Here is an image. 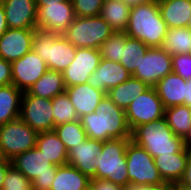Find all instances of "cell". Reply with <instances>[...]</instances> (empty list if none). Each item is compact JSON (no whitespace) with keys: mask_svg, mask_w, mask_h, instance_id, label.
I'll use <instances>...</instances> for the list:
<instances>
[{"mask_svg":"<svg viewBox=\"0 0 191 190\" xmlns=\"http://www.w3.org/2000/svg\"><path fill=\"white\" fill-rule=\"evenodd\" d=\"M80 121L86 136L90 139H131L125 110L118 107L107 95L101 100L95 112L82 116Z\"/></svg>","mask_w":191,"mask_h":190,"instance_id":"obj_1","label":"cell"},{"mask_svg":"<svg viewBox=\"0 0 191 190\" xmlns=\"http://www.w3.org/2000/svg\"><path fill=\"white\" fill-rule=\"evenodd\" d=\"M168 31L166 22L162 19L158 1L151 0L132 6L125 33L142 41L149 48L162 47Z\"/></svg>","mask_w":191,"mask_h":190,"instance_id":"obj_2","label":"cell"},{"mask_svg":"<svg viewBox=\"0 0 191 190\" xmlns=\"http://www.w3.org/2000/svg\"><path fill=\"white\" fill-rule=\"evenodd\" d=\"M131 141L144 148L153 158L179 153L185 147L183 138L174 134L165 117L135 127L131 131Z\"/></svg>","mask_w":191,"mask_h":190,"instance_id":"obj_3","label":"cell"},{"mask_svg":"<svg viewBox=\"0 0 191 190\" xmlns=\"http://www.w3.org/2000/svg\"><path fill=\"white\" fill-rule=\"evenodd\" d=\"M76 47L63 35L36 30L32 50L46 62L48 69L62 72L73 61Z\"/></svg>","mask_w":191,"mask_h":190,"instance_id":"obj_4","label":"cell"},{"mask_svg":"<svg viewBox=\"0 0 191 190\" xmlns=\"http://www.w3.org/2000/svg\"><path fill=\"white\" fill-rule=\"evenodd\" d=\"M131 139L103 141L101 154L96 157V178L111 181L122 187L129 185L126 148Z\"/></svg>","mask_w":191,"mask_h":190,"instance_id":"obj_5","label":"cell"},{"mask_svg":"<svg viewBox=\"0 0 191 190\" xmlns=\"http://www.w3.org/2000/svg\"><path fill=\"white\" fill-rule=\"evenodd\" d=\"M113 33L114 30L101 16H76L62 35L76 48L99 49Z\"/></svg>","mask_w":191,"mask_h":190,"instance_id":"obj_6","label":"cell"},{"mask_svg":"<svg viewBox=\"0 0 191 190\" xmlns=\"http://www.w3.org/2000/svg\"><path fill=\"white\" fill-rule=\"evenodd\" d=\"M11 164L32 183V190H50L57 168L35 147L17 155Z\"/></svg>","mask_w":191,"mask_h":190,"instance_id":"obj_7","label":"cell"},{"mask_svg":"<svg viewBox=\"0 0 191 190\" xmlns=\"http://www.w3.org/2000/svg\"><path fill=\"white\" fill-rule=\"evenodd\" d=\"M37 135L21 118L0 125V158L11 161L35 148Z\"/></svg>","mask_w":191,"mask_h":190,"instance_id":"obj_8","label":"cell"},{"mask_svg":"<svg viewBox=\"0 0 191 190\" xmlns=\"http://www.w3.org/2000/svg\"><path fill=\"white\" fill-rule=\"evenodd\" d=\"M126 164L129 184H165L155 166L154 158L144 148L131 140L126 148Z\"/></svg>","mask_w":191,"mask_h":190,"instance_id":"obj_9","label":"cell"},{"mask_svg":"<svg viewBox=\"0 0 191 190\" xmlns=\"http://www.w3.org/2000/svg\"><path fill=\"white\" fill-rule=\"evenodd\" d=\"M20 118L37 133L54 130L52 99L23 92Z\"/></svg>","mask_w":191,"mask_h":190,"instance_id":"obj_10","label":"cell"},{"mask_svg":"<svg viewBox=\"0 0 191 190\" xmlns=\"http://www.w3.org/2000/svg\"><path fill=\"white\" fill-rule=\"evenodd\" d=\"M130 130L164 117L165 108L154 87H149L125 110Z\"/></svg>","mask_w":191,"mask_h":190,"instance_id":"obj_11","label":"cell"},{"mask_svg":"<svg viewBox=\"0 0 191 190\" xmlns=\"http://www.w3.org/2000/svg\"><path fill=\"white\" fill-rule=\"evenodd\" d=\"M170 73H172V55L161 47H151L145 55H141L139 66L132 76L149 87H154L158 81Z\"/></svg>","mask_w":191,"mask_h":190,"instance_id":"obj_12","label":"cell"},{"mask_svg":"<svg viewBox=\"0 0 191 190\" xmlns=\"http://www.w3.org/2000/svg\"><path fill=\"white\" fill-rule=\"evenodd\" d=\"M75 18L71 0L37 6L36 28L62 35Z\"/></svg>","mask_w":191,"mask_h":190,"instance_id":"obj_13","label":"cell"},{"mask_svg":"<svg viewBox=\"0 0 191 190\" xmlns=\"http://www.w3.org/2000/svg\"><path fill=\"white\" fill-rule=\"evenodd\" d=\"M101 59L99 49L77 48L72 63L62 71L65 87L88 83Z\"/></svg>","mask_w":191,"mask_h":190,"instance_id":"obj_14","label":"cell"},{"mask_svg":"<svg viewBox=\"0 0 191 190\" xmlns=\"http://www.w3.org/2000/svg\"><path fill=\"white\" fill-rule=\"evenodd\" d=\"M12 84L21 91H28L48 70L46 62L33 50L12 63Z\"/></svg>","mask_w":191,"mask_h":190,"instance_id":"obj_15","label":"cell"},{"mask_svg":"<svg viewBox=\"0 0 191 190\" xmlns=\"http://www.w3.org/2000/svg\"><path fill=\"white\" fill-rule=\"evenodd\" d=\"M36 30L8 28L0 37V58L12 63L30 52Z\"/></svg>","mask_w":191,"mask_h":190,"instance_id":"obj_16","label":"cell"},{"mask_svg":"<svg viewBox=\"0 0 191 190\" xmlns=\"http://www.w3.org/2000/svg\"><path fill=\"white\" fill-rule=\"evenodd\" d=\"M103 141L86 138L81 144L68 151L67 164L77 168L84 175L96 178V157L101 154Z\"/></svg>","mask_w":191,"mask_h":190,"instance_id":"obj_17","label":"cell"},{"mask_svg":"<svg viewBox=\"0 0 191 190\" xmlns=\"http://www.w3.org/2000/svg\"><path fill=\"white\" fill-rule=\"evenodd\" d=\"M8 28L37 29V6L35 0H4Z\"/></svg>","mask_w":191,"mask_h":190,"instance_id":"obj_18","label":"cell"},{"mask_svg":"<svg viewBox=\"0 0 191 190\" xmlns=\"http://www.w3.org/2000/svg\"><path fill=\"white\" fill-rule=\"evenodd\" d=\"M131 76L120 62L102 58L98 68L89 78L88 83L107 94L110 89L127 81Z\"/></svg>","mask_w":191,"mask_h":190,"instance_id":"obj_19","label":"cell"},{"mask_svg":"<svg viewBox=\"0 0 191 190\" xmlns=\"http://www.w3.org/2000/svg\"><path fill=\"white\" fill-rule=\"evenodd\" d=\"M73 104L79 119L97 110L105 92L92 87L89 83L66 87L65 90Z\"/></svg>","mask_w":191,"mask_h":190,"instance_id":"obj_20","label":"cell"},{"mask_svg":"<svg viewBox=\"0 0 191 190\" xmlns=\"http://www.w3.org/2000/svg\"><path fill=\"white\" fill-rule=\"evenodd\" d=\"M190 152L184 147L179 153L154 157L155 166L165 183L173 185L182 180Z\"/></svg>","mask_w":191,"mask_h":190,"instance_id":"obj_21","label":"cell"},{"mask_svg":"<svg viewBox=\"0 0 191 190\" xmlns=\"http://www.w3.org/2000/svg\"><path fill=\"white\" fill-rule=\"evenodd\" d=\"M186 81L175 73L167 74L154 86L164 108L184 104Z\"/></svg>","mask_w":191,"mask_h":190,"instance_id":"obj_22","label":"cell"},{"mask_svg":"<svg viewBox=\"0 0 191 190\" xmlns=\"http://www.w3.org/2000/svg\"><path fill=\"white\" fill-rule=\"evenodd\" d=\"M36 148L53 165L63 166L67 164L68 151L54 130L38 133Z\"/></svg>","mask_w":191,"mask_h":190,"instance_id":"obj_23","label":"cell"},{"mask_svg":"<svg viewBox=\"0 0 191 190\" xmlns=\"http://www.w3.org/2000/svg\"><path fill=\"white\" fill-rule=\"evenodd\" d=\"M158 6L168 28L188 27L191 0H158Z\"/></svg>","mask_w":191,"mask_h":190,"instance_id":"obj_24","label":"cell"},{"mask_svg":"<svg viewBox=\"0 0 191 190\" xmlns=\"http://www.w3.org/2000/svg\"><path fill=\"white\" fill-rule=\"evenodd\" d=\"M90 178L71 165L57 168L50 190H89Z\"/></svg>","mask_w":191,"mask_h":190,"instance_id":"obj_25","label":"cell"},{"mask_svg":"<svg viewBox=\"0 0 191 190\" xmlns=\"http://www.w3.org/2000/svg\"><path fill=\"white\" fill-rule=\"evenodd\" d=\"M148 88L149 86L146 83L131 76L127 81L110 89L106 95L118 107L126 110L131 102L144 93Z\"/></svg>","mask_w":191,"mask_h":190,"instance_id":"obj_26","label":"cell"},{"mask_svg":"<svg viewBox=\"0 0 191 190\" xmlns=\"http://www.w3.org/2000/svg\"><path fill=\"white\" fill-rule=\"evenodd\" d=\"M65 90L62 72L48 69L27 92L37 97L52 99Z\"/></svg>","mask_w":191,"mask_h":190,"instance_id":"obj_27","label":"cell"},{"mask_svg":"<svg viewBox=\"0 0 191 190\" xmlns=\"http://www.w3.org/2000/svg\"><path fill=\"white\" fill-rule=\"evenodd\" d=\"M22 96L13 84L0 87V125L20 118Z\"/></svg>","mask_w":191,"mask_h":190,"instance_id":"obj_28","label":"cell"},{"mask_svg":"<svg viewBox=\"0 0 191 190\" xmlns=\"http://www.w3.org/2000/svg\"><path fill=\"white\" fill-rule=\"evenodd\" d=\"M131 7L125 3L104 1L100 16L117 32H125Z\"/></svg>","mask_w":191,"mask_h":190,"instance_id":"obj_29","label":"cell"},{"mask_svg":"<svg viewBox=\"0 0 191 190\" xmlns=\"http://www.w3.org/2000/svg\"><path fill=\"white\" fill-rule=\"evenodd\" d=\"M161 48L170 55L189 54L191 29L189 27L168 28Z\"/></svg>","mask_w":191,"mask_h":190,"instance_id":"obj_30","label":"cell"},{"mask_svg":"<svg viewBox=\"0 0 191 190\" xmlns=\"http://www.w3.org/2000/svg\"><path fill=\"white\" fill-rule=\"evenodd\" d=\"M164 117L174 134L184 139L191 129V107L184 104L168 107Z\"/></svg>","mask_w":191,"mask_h":190,"instance_id":"obj_31","label":"cell"},{"mask_svg":"<svg viewBox=\"0 0 191 190\" xmlns=\"http://www.w3.org/2000/svg\"><path fill=\"white\" fill-rule=\"evenodd\" d=\"M148 46L142 41L127 35L126 44L123 48L120 63L132 75L139 66L141 55H145Z\"/></svg>","mask_w":191,"mask_h":190,"instance_id":"obj_32","label":"cell"},{"mask_svg":"<svg viewBox=\"0 0 191 190\" xmlns=\"http://www.w3.org/2000/svg\"><path fill=\"white\" fill-rule=\"evenodd\" d=\"M52 107L55 127L60 124L79 120L77 112L66 91L52 98Z\"/></svg>","mask_w":191,"mask_h":190,"instance_id":"obj_33","label":"cell"},{"mask_svg":"<svg viewBox=\"0 0 191 190\" xmlns=\"http://www.w3.org/2000/svg\"><path fill=\"white\" fill-rule=\"evenodd\" d=\"M54 131L64 143L67 151L81 144L87 138L80 119L74 122L60 124L55 127Z\"/></svg>","mask_w":191,"mask_h":190,"instance_id":"obj_34","label":"cell"},{"mask_svg":"<svg viewBox=\"0 0 191 190\" xmlns=\"http://www.w3.org/2000/svg\"><path fill=\"white\" fill-rule=\"evenodd\" d=\"M126 39L127 34L125 32L114 31V33L99 48L101 58L120 62Z\"/></svg>","mask_w":191,"mask_h":190,"instance_id":"obj_35","label":"cell"},{"mask_svg":"<svg viewBox=\"0 0 191 190\" xmlns=\"http://www.w3.org/2000/svg\"><path fill=\"white\" fill-rule=\"evenodd\" d=\"M2 190H32V183L19 170L11 165L4 177Z\"/></svg>","mask_w":191,"mask_h":190,"instance_id":"obj_36","label":"cell"},{"mask_svg":"<svg viewBox=\"0 0 191 190\" xmlns=\"http://www.w3.org/2000/svg\"><path fill=\"white\" fill-rule=\"evenodd\" d=\"M77 17L100 16L105 0H71Z\"/></svg>","mask_w":191,"mask_h":190,"instance_id":"obj_37","label":"cell"},{"mask_svg":"<svg viewBox=\"0 0 191 190\" xmlns=\"http://www.w3.org/2000/svg\"><path fill=\"white\" fill-rule=\"evenodd\" d=\"M172 72L179 75L185 81L191 79V55H172Z\"/></svg>","mask_w":191,"mask_h":190,"instance_id":"obj_38","label":"cell"},{"mask_svg":"<svg viewBox=\"0 0 191 190\" xmlns=\"http://www.w3.org/2000/svg\"><path fill=\"white\" fill-rule=\"evenodd\" d=\"M12 84V64L0 58V87Z\"/></svg>","mask_w":191,"mask_h":190,"instance_id":"obj_39","label":"cell"},{"mask_svg":"<svg viewBox=\"0 0 191 190\" xmlns=\"http://www.w3.org/2000/svg\"><path fill=\"white\" fill-rule=\"evenodd\" d=\"M89 190H124V187L104 179L91 178Z\"/></svg>","mask_w":191,"mask_h":190,"instance_id":"obj_40","label":"cell"},{"mask_svg":"<svg viewBox=\"0 0 191 190\" xmlns=\"http://www.w3.org/2000/svg\"><path fill=\"white\" fill-rule=\"evenodd\" d=\"M124 190H171V185L168 183L159 185H134L129 184L124 187Z\"/></svg>","mask_w":191,"mask_h":190,"instance_id":"obj_41","label":"cell"},{"mask_svg":"<svg viewBox=\"0 0 191 190\" xmlns=\"http://www.w3.org/2000/svg\"><path fill=\"white\" fill-rule=\"evenodd\" d=\"M11 161L0 158V190H2L4 177L6 175L7 169L11 166Z\"/></svg>","mask_w":191,"mask_h":190,"instance_id":"obj_42","label":"cell"},{"mask_svg":"<svg viewBox=\"0 0 191 190\" xmlns=\"http://www.w3.org/2000/svg\"><path fill=\"white\" fill-rule=\"evenodd\" d=\"M180 182L184 185L191 187V152L189 153V158L187 161L184 176Z\"/></svg>","mask_w":191,"mask_h":190,"instance_id":"obj_43","label":"cell"},{"mask_svg":"<svg viewBox=\"0 0 191 190\" xmlns=\"http://www.w3.org/2000/svg\"><path fill=\"white\" fill-rule=\"evenodd\" d=\"M8 29L5 17V11L3 6L0 7V37L5 33Z\"/></svg>","mask_w":191,"mask_h":190,"instance_id":"obj_44","label":"cell"},{"mask_svg":"<svg viewBox=\"0 0 191 190\" xmlns=\"http://www.w3.org/2000/svg\"><path fill=\"white\" fill-rule=\"evenodd\" d=\"M184 105L191 107V79L186 81V84H185Z\"/></svg>","mask_w":191,"mask_h":190,"instance_id":"obj_45","label":"cell"},{"mask_svg":"<svg viewBox=\"0 0 191 190\" xmlns=\"http://www.w3.org/2000/svg\"><path fill=\"white\" fill-rule=\"evenodd\" d=\"M107 1L125 3L128 6L132 7V6H136V5H139V4H143L145 2H149L151 0H107Z\"/></svg>","mask_w":191,"mask_h":190,"instance_id":"obj_46","label":"cell"},{"mask_svg":"<svg viewBox=\"0 0 191 190\" xmlns=\"http://www.w3.org/2000/svg\"><path fill=\"white\" fill-rule=\"evenodd\" d=\"M171 190H191V187L184 185L181 182H177L171 185Z\"/></svg>","mask_w":191,"mask_h":190,"instance_id":"obj_47","label":"cell"},{"mask_svg":"<svg viewBox=\"0 0 191 190\" xmlns=\"http://www.w3.org/2000/svg\"><path fill=\"white\" fill-rule=\"evenodd\" d=\"M36 6H44L45 4H52V3H58L63 0H35Z\"/></svg>","mask_w":191,"mask_h":190,"instance_id":"obj_48","label":"cell"},{"mask_svg":"<svg viewBox=\"0 0 191 190\" xmlns=\"http://www.w3.org/2000/svg\"><path fill=\"white\" fill-rule=\"evenodd\" d=\"M183 140H184V146L187 149L191 150V129L189 130L188 134Z\"/></svg>","mask_w":191,"mask_h":190,"instance_id":"obj_49","label":"cell"},{"mask_svg":"<svg viewBox=\"0 0 191 190\" xmlns=\"http://www.w3.org/2000/svg\"><path fill=\"white\" fill-rule=\"evenodd\" d=\"M188 27L191 29V16H190V19H189Z\"/></svg>","mask_w":191,"mask_h":190,"instance_id":"obj_50","label":"cell"},{"mask_svg":"<svg viewBox=\"0 0 191 190\" xmlns=\"http://www.w3.org/2000/svg\"><path fill=\"white\" fill-rule=\"evenodd\" d=\"M3 1L4 0H0V7L3 6Z\"/></svg>","mask_w":191,"mask_h":190,"instance_id":"obj_51","label":"cell"}]
</instances>
